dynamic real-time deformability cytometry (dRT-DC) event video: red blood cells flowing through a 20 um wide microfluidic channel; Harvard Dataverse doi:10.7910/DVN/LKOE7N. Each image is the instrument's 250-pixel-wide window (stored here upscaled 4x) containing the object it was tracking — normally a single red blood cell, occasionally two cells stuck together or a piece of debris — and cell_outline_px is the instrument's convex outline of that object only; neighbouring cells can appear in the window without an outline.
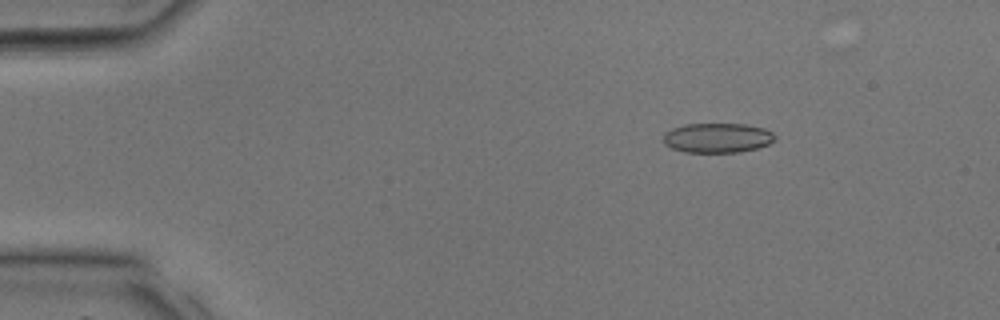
{"species": "common noctule bat (a hibernating species)", "species_latin": "Nyctalus noctula", "temperature_condition": "room temperature", "stored_images_in_passage": 36, "camera_frame_rate_fps": 3000, "um_per_image_px": 0.085, "animal": {"sex": "male", "body_mass_g": 17.9, "forearm_length_mm": 54.2}, "frame": {"image": 1, "passage_image": 6, "time_ms": 1.667, "image_size_px": [1000, 320], "cell_outline_px": [[776, 140], [768, 144], [756, 148], [740, 152], [684, 152], [672, 148], [664, 144], [664, 132], [672, 128], [684, 124], [744, 124], [764, 128], [772, 132], [776, 136]], "centroid_in_image_um": [60.98, 11.71], "position_along_channel_um": 24.0, "area_um2": 19.36}}
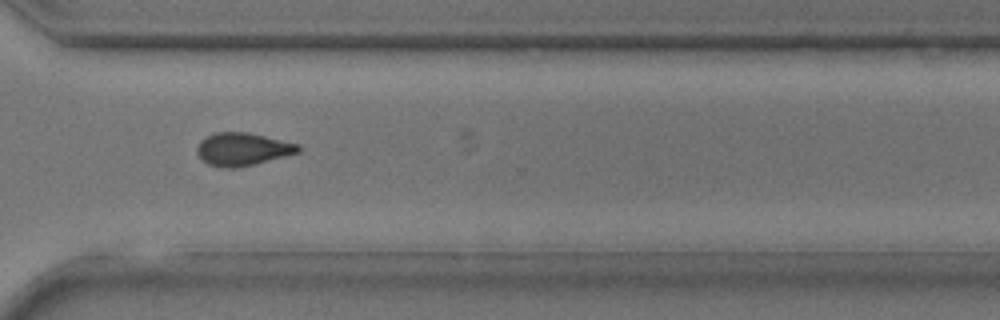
{"frame": {"image": 2, "passage_image": 27, "time_ms": 8.667, "image_size_px": [1000, 320], "cell_outline_px": [[300, 152], [252, 164], [232, 168], [224, 168], [208, 164], [196, 152], [196, 148], [200, 140], [212, 132], [248, 132], [300, 144]], "centroid_in_image_um": [20.6, 12.66], "position_along_channel_um": 350.0, "area_um2": 19.25}}
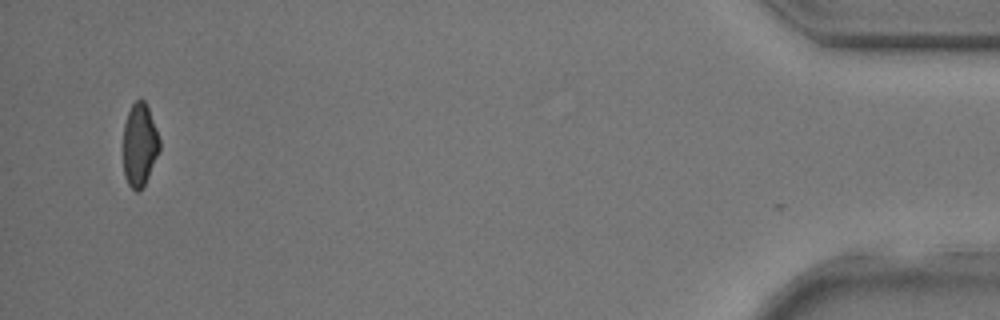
{"frame": {"image": 3, "passage_image": 35, "time_ms": 11.333, "image_size_px": [1000, 320], "cell_outline_px": [[160, 152], [144, 184], [136, 192], [128, 184], [124, 176], [124, 124], [128, 112], [132, 104], [136, 100], [144, 100], [148, 108], [156, 128], [160, 140]], "centroid_in_image_um": [11.87, 12.31], "position_along_channel_um": 423.3, "area_um2": 17.4}}